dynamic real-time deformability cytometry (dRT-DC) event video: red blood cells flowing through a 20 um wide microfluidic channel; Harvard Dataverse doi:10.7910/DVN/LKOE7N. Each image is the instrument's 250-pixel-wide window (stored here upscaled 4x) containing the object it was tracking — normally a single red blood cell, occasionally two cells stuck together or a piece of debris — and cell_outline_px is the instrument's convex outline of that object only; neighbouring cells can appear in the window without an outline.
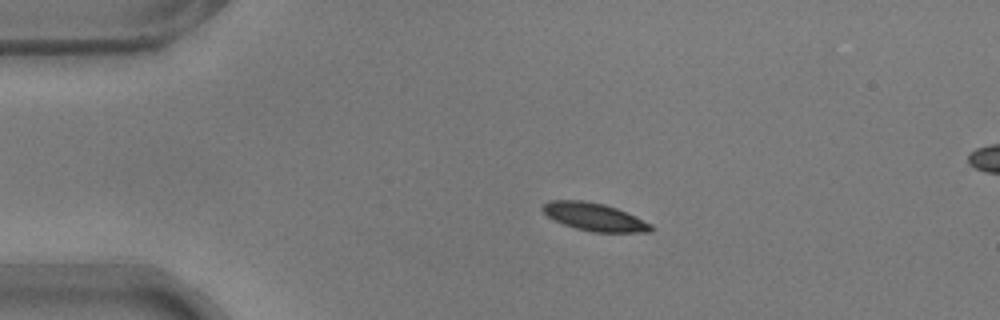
{"species": "common noctule bat (a hibernating species)", "species_latin": "Nyctalus noctula", "temperature_condition": "warm", "stored_images_in_passage": 45, "segment_of_instrument_passage": [1, 2], "camera_frame_rate_fps": 3000, "um_per_image_px": 0.085, "animal": {"sex": "male", "body_mass_g": 17.9}, "frame": {"image": 1, "passage_image": 1, "time_ms": 0.0, "image_size_px": [1000, 320], "cell_outline_px": [[656, 228], [652, 232], [592, 232], [576, 228], [564, 224], [548, 216], [540, 208], [548, 200], [580, 200], [604, 204], [616, 208], [652, 224]], "centroid_in_image_um": [50.54, 18.44], "position_along_channel_um": 34.5, "area_um2": 17.46}}
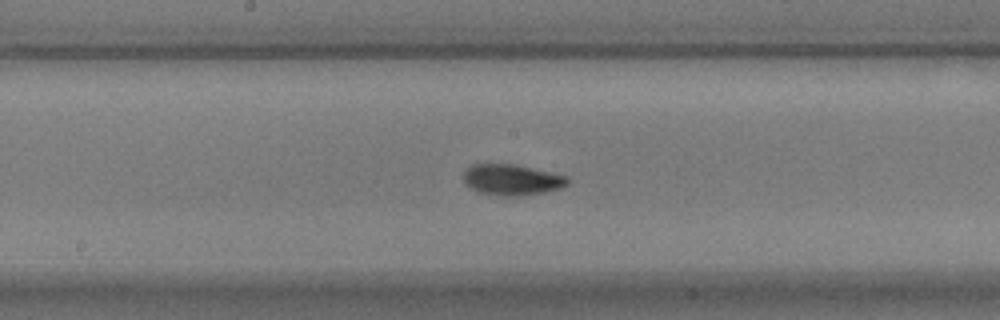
{"frame": {"image": 2, "passage_image": 18, "time_ms": 5.667, "image_size_px": [1000, 320], "cell_outline_px": [[568, 184], [560, 188], [544, 192], [520, 196], [500, 196], [476, 192], [464, 184], [464, 168], [472, 164], [516, 164], [568, 176]], "centroid_in_image_um": [43.46, 15.28], "position_along_channel_um": 204.7, "area_um2": 19.02}}
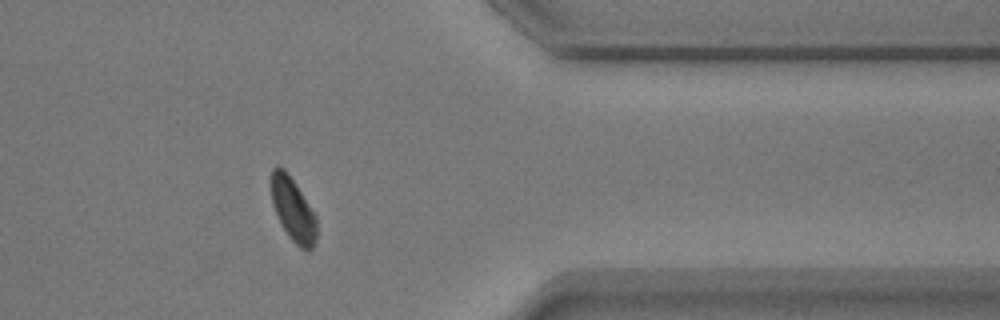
{"frame": {"image": 3, "passage_image": 34, "time_ms": 11.0, "image_size_px": [1000, 320], "cell_outline_px": [[316, 240], [312, 248], [308, 252], [300, 248], [288, 236], [280, 224], [272, 204], [272, 168], [276, 164], [284, 168], [288, 172], [296, 184], [316, 216]], "centroid_in_image_um": [24.9, 17.82], "position_along_channel_um": 386.5, "area_um2": 16.88}}